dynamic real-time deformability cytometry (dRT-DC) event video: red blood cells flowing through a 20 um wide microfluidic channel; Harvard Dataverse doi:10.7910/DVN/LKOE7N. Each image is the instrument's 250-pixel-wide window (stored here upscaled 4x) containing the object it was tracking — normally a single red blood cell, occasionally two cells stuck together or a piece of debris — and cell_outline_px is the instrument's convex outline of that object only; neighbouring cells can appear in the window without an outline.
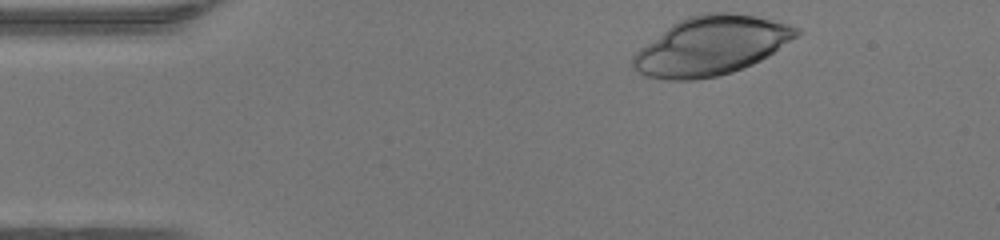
{"species": "human", "species_latin": "Homo sapiens", "temperature_condition": "warm", "stored_images_in_passage": 35, "camera_frame_rate_fps": 3000, "um_per_image_px": 0.085, "donor": {"sex": "female"}, "frame": {"image": 1, "passage_image": 1, "time_ms": 0.0, "image_size_px": [1000, 240], "cell_outline_px": [[800, 32], [796, 36], [768, 56], [752, 64], [732, 72], [716, 76], [692, 80], [668, 80], [644, 76], [632, 68], [632, 56], [640, 48], [672, 24], [688, 16], [700, 12], [732, 12], [756, 16], [788, 24], [800, 28]], "centroid_in_image_um": [60.42, 3.89], "position_along_channel_um": 24.6, "area_um2": 55.83}}